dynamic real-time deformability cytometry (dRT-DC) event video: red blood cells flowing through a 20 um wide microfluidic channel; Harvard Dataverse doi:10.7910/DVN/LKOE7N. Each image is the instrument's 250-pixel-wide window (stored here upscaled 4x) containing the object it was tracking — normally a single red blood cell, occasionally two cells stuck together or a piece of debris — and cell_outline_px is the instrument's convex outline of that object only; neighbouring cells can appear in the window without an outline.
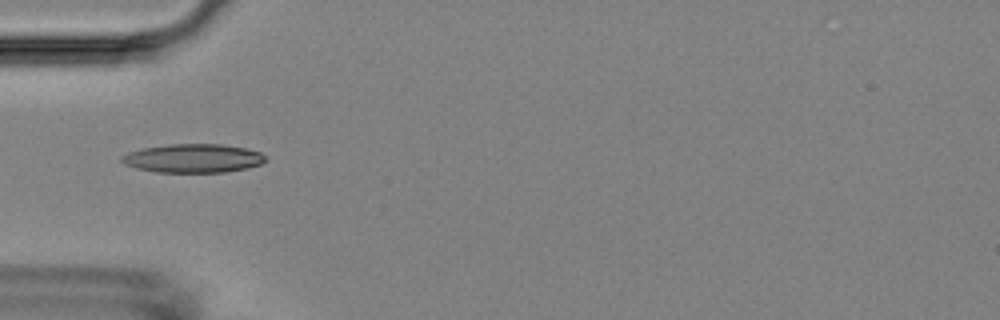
{"species": "Egyptian fruit bat (a non-hibernating species)", "species_latin": "Rousettus aegyptiacus", "temperature_condition": "room temperature", "stored_images_in_passage": 23, "camera_frame_rate_fps": 3000, "um_per_image_px": 0.085, "animal": {"sex": "female"}, "frame": {"image": 1, "passage_image": 1, "time_ms": 0.0, "image_size_px": [1000, 320], "cell_outline_px": [[268, 160], [260, 164], [248, 168], [224, 172], [156, 172], [136, 168], [124, 164], [120, 160], [120, 156], [128, 152], [144, 148], [168, 144], [224, 144], [244, 148], [260, 152]], "centroid_in_image_um": [16.4, 13.45], "position_along_channel_um": 68.6, "area_um2": 24.1}}
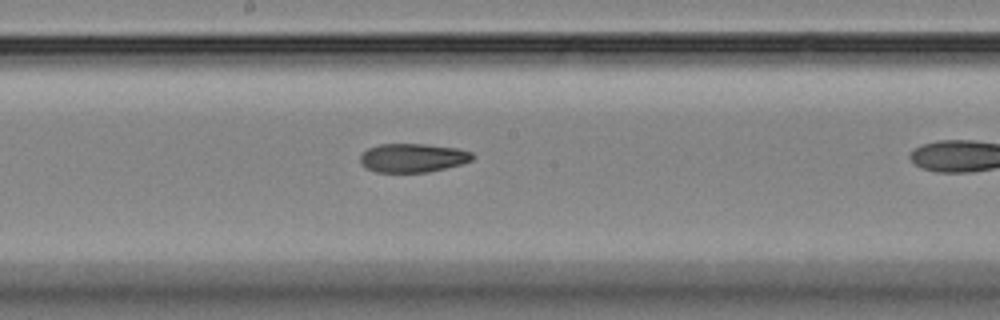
{"frame": {"image": 2, "passage_image": 9, "time_ms": 2.667, "image_size_px": [1000, 320], "cell_outline_px": [[476, 156], [472, 160], [460, 164], [428, 172], [376, 172], [360, 164], [360, 156], [368, 148], [380, 144], [424, 144], [456, 148], [472, 152]], "centroid_in_image_um": [35.09, 13.41], "position_along_channel_um": 213.1, "area_um2": 18.73}}
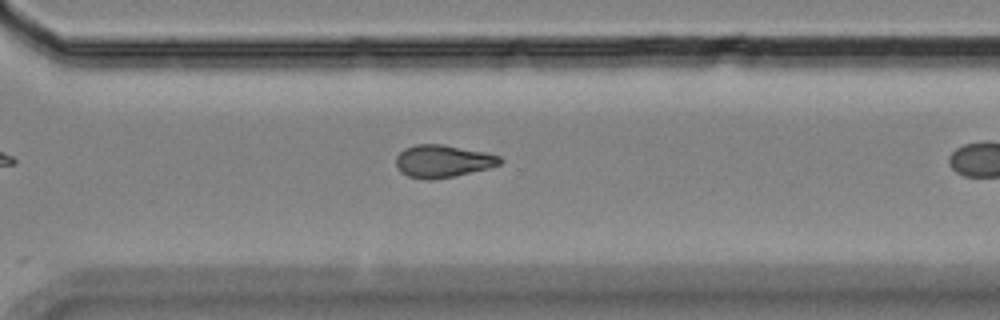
{"frame": {"image": 3, "passage_image": 19, "time_ms": 6.0, "image_size_px": [1000, 320], "cell_outline_px": [[504, 160], [500, 164], [488, 168], [456, 176], [428, 180], [424, 180], [408, 176], [400, 172], [396, 168], [396, 156], [404, 148], [416, 144], [444, 144], [484, 152], [500, 156]], "centroid_in_image_um": [37.61, 13.7], "position_along_channel_um": 333.0, "area_um2": 19.88}}